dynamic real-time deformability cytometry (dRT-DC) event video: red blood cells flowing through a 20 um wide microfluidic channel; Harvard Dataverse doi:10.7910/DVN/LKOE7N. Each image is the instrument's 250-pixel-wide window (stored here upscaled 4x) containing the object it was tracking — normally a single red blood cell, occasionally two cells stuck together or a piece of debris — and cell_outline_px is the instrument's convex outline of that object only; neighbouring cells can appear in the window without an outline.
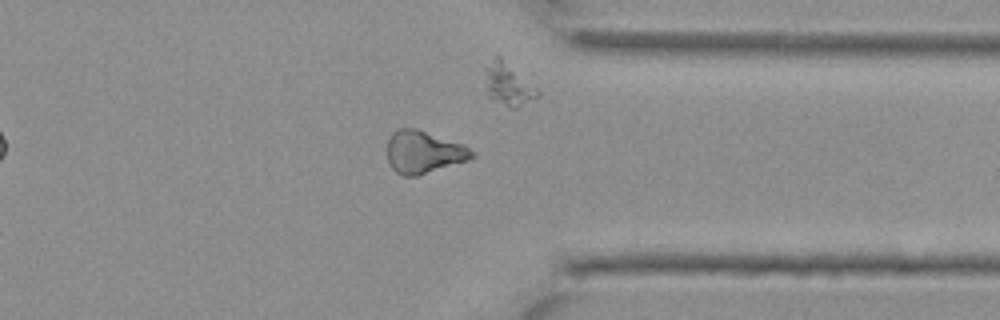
{"species": "Egyptian fruit bat (a non-hibernating species)", "species_latin": "Rousettus aegyptiacus", "temperature_condition": "cold", "stored_images_in_passage": 32, "camera_frame_rate_fps": 3000, "um_per_image_px": 0.085, "animal": {"sex": "female"}, "frame": {"image": 1, "passage_image": 23, "time_ms": 7.333, "image_size_px": [1000, 320], "cell_outline_px": [[476, 156], [468, 160], [416, 176], [404, 176], [396, 172], [392, 168], [388, 160], [388, 140], [392, 132], [400, 128], [416, 128], [464, 144], [476, 152]], "centroid_in_image_um": [36.03, 12.92], "position_along_channel_um": 375.4, "area_um2": 20.98}}